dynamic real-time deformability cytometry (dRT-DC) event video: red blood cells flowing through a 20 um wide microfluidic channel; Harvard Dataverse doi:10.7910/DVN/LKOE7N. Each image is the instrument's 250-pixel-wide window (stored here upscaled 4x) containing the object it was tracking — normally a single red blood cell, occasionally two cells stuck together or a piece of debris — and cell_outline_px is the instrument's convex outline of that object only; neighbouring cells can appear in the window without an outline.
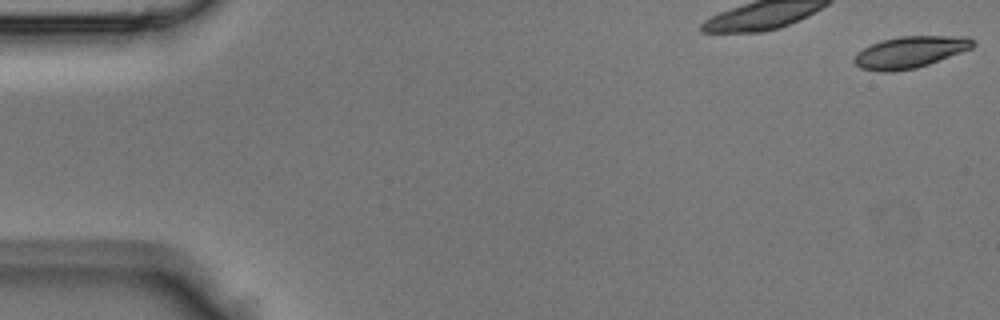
{"species": "Egyptian fruit bat (a non-hibernating species)", "species_latin": "Rousettus aegyptiacus", "temperature_condition": "room temperature", "stored_images_in_passage": 21, "camera_frame_rate_fps": 3000, "um_per_image_px": 0.085, "animal": {"sex": "male"}, "frame": {"image": 1, "passage_image": 1, "time_ms": 0.0, "image_size_px": [1000, 320], "cell_outline_px": [[976, 44], [972, 48], [928, 64], [916, 68], [892, 72], [880, 72], [860, 68], [852, 60], [856, 52], [880, 40], [900, 36], [968, 36]], "centroid_in_image_um": [77.32, 4.43], "position_along_channel_um": 7.7, "area_um2": 21.96}}
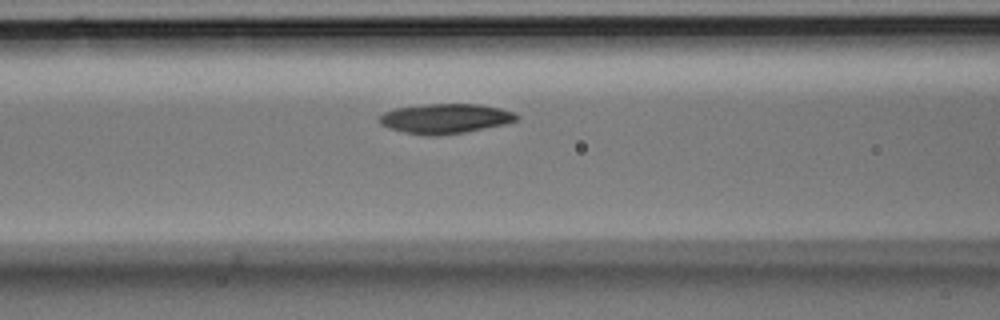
{"frame": {"image": 2, "passage_image": 14, "time_ms": 4.333, "image_size_px": [1000, 320], "cell_outline_px": [[520, 116], [516, 120], [504, 124], [464, 132], [436, 136], [428, 136], [404, 132], [388, 128], [380, 124], [380, 116], [384, 112], [396, 108], [428, 104], [480, 104], [500, 108], [512, 112]], "centroid_in_image_um": [37.83, 10.08], "position_along_channel_um": 128.8, "area_um2": 23.64}}
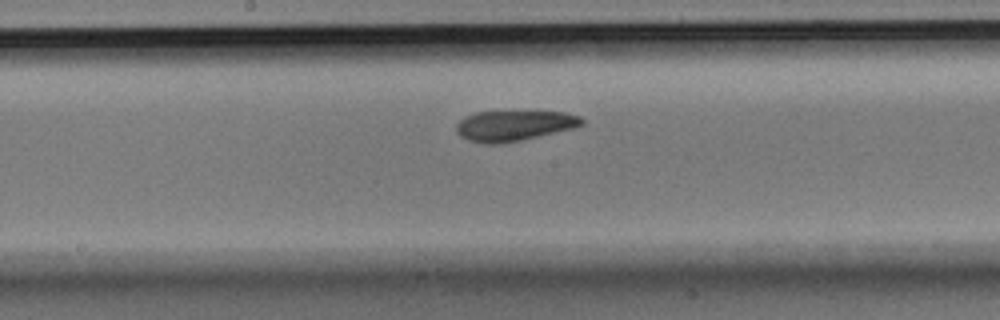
{"frame": {"image": 3, "passage_image": 19, "time_ms": 6.0, "image_size_px": [1000, 320], "cell_outline_px": [[584, 124], [572, 128], [520, 140], [500, 144], [484, 144], [468, 140], [460, 136], [456, 132], [456, 124], [464, 116], [476, 112], [564, 112], [580, 116], [584, 120]], "centroid_in_image_um": [43.64, 10.68], "position_along_channel_um": 204.6, "area_um2": 22.08}}